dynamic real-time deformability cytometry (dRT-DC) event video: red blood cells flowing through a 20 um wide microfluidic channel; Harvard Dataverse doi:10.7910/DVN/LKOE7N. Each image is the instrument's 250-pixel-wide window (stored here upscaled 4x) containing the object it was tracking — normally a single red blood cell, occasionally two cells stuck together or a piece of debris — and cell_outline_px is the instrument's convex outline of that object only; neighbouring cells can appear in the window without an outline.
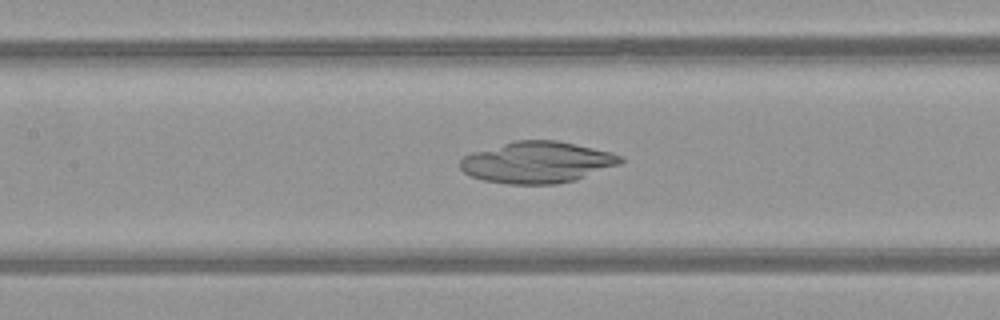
{"species": "common noctule bat (a hibernating species)", "species_latin": "Nyctalus noctula", "temperature_condition": "warm", "stored_images_in_passage": 49, "camera_frame_rate_fps": 3000, "um_per_image_px": 0.085, "animal": {"sex": "female", "body_mass_g": 21.9}, "frame": {"image": 1, "passage_image": 22, "time_ms": 7.0, "image_size_px": [1000, 320], "cell_outline_px": [[624, 160], [620, 164], [576, 180], [556, 184], [508, 184], [484, 180], [472, 176], [464, 172], [460, 168], [460, 160], [464, 156], [472, 152], [516, 140], [556, 140], [612, 152], [624, 156]], "centroid_in_image_um": [45.69, 13.8], "position_along_channel_um": 161.7, "area_um2": 38.67}}
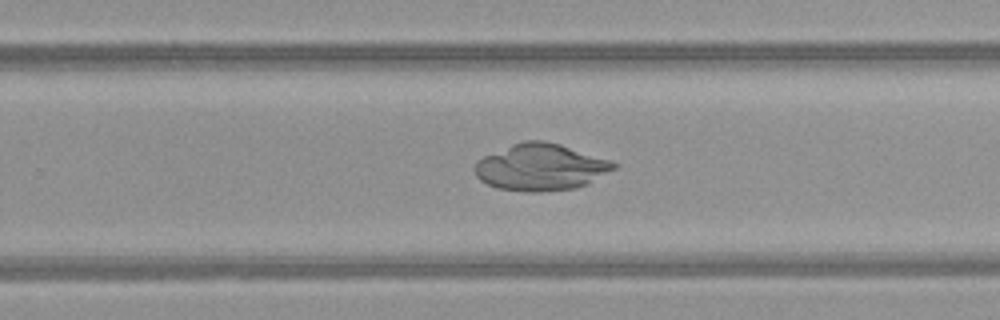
{"frame": {"image": 2, "passage_image": 31, "time_ms": 10.0, "image_size_px": [1000, 320], "cell_outline_px": [[616, 168], [588, 184], [576, 188], [540, 192], [528, 192], [496, 188], [480, 180], [476, 176], [476, 160], [484, 156], [512, 144], [524, 140], [544, 140], [560, 144], [612, 160], [616, 164]], "centroid_in_image_um": [45.98, 14.21], "position_along_channel_um": 283.8, "area_um2": 37.92}}
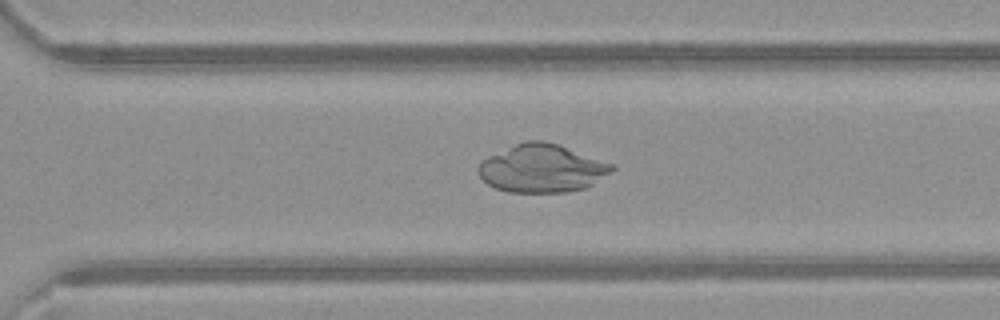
{"frame": {"image": 3, "passage_image": 34, "time_ms": 11.0, "image_size_px": [1000, 320], "cell_outline_px": [[616, 168], [612, 172], [592, 184], [584, 188], [568, 192], [508, 192], [496, 188], [488, 184], [476, 172], [476, 168], [480, 160], [488, 156], [524, 140], [544, 140], [560, 144], [616, 164]], "centroid_in_image_um": [46.08, 14.29], "position_along_channel_um": 324.5, "area_um2": 37.92}}